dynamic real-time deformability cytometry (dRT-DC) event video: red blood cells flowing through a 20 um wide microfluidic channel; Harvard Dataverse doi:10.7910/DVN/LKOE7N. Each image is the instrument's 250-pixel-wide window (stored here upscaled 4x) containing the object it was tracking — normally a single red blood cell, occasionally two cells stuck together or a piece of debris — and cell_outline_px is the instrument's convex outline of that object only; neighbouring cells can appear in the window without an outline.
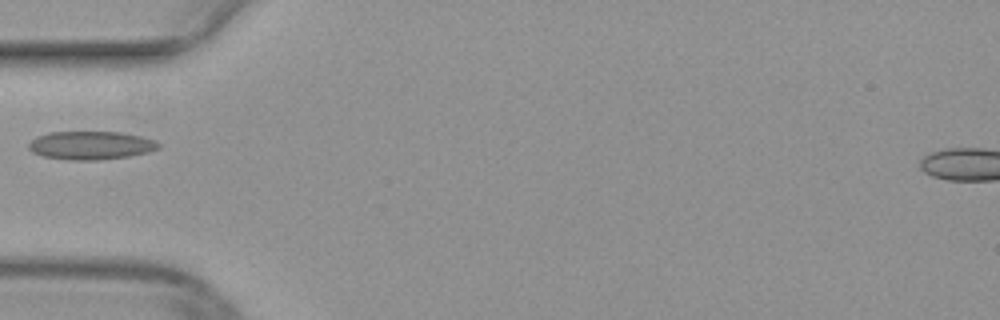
{"species": "common noctule bat (a hibernating species)", "species_latin": "Nyctalus noctula", "temperature_condition": "warm", "stored_images_in_passage": 35, "camera_frame_rate_fps": 3000, "um_per_image_px": 0.085, "animal": {"sex": "female", "body_mass_g": 29.2, "forearm_length_mm": 56.3}, "frame": {"image": 1, "passage_image": 1, "time_ms": 0.0, "image_size_px": [1000, 320], "cell_outline_px": [[160, 148], [148, 152], [128, 156], [100, 160], [68, 160], [44, 156], [32, 152], [28, 148], [28, 144], [36, 136], [48, 132], [120, 132], [140, 136], [156, 140], [160, 144]], "centroid_in_image_um": [7.72, 12.35], "position_along_channel_um": 77.3, "area_um2": 21.5}}
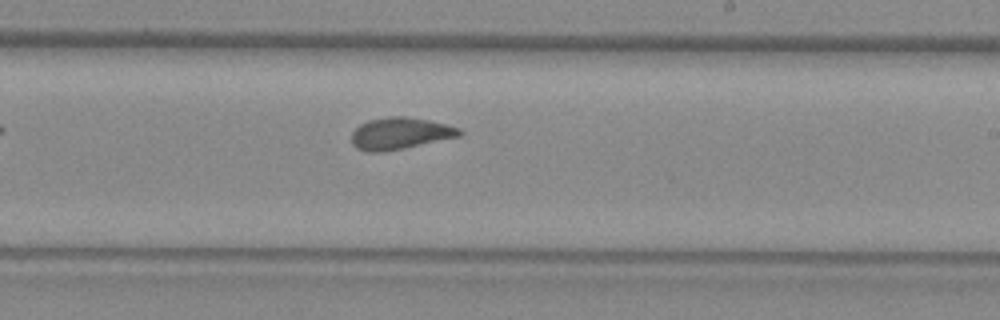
{"frame": {"image": 2, "passage_image": 14, "time_ms": 4.333, "image_size_px": [1000, 320], "cell_outline_px": [[464, 132], [460, 136], [404, 148], [384, 152], [368, 152], [356, 148], [352, 144], [352, 132], [360, 124], [368, 120], [388, 116], [404, 116], [428, 120], [460, 128]], "centroid_in_image_um": [33.99, 11.34], "position_along_channel_um": 255.0, "area_um2": 20.0}}
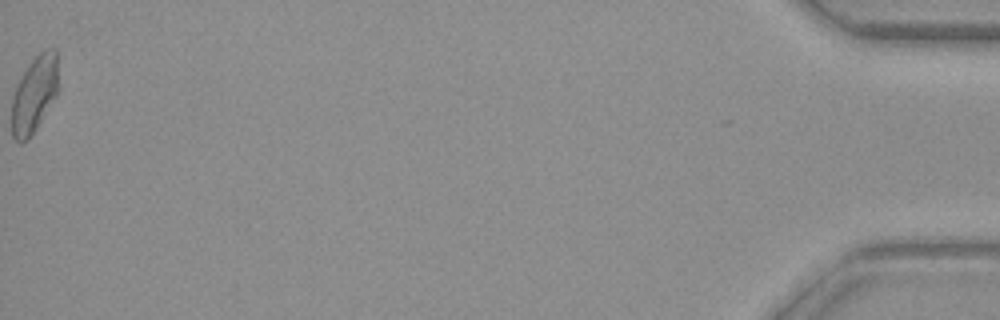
{"frame": {"image": 3, "passage_image": 35, "time_ms": 11.333, "image_size_px": [1000, 320], "cell_outline_px": [[56, 96], [36, 128], [28, 140], [20, 144], [12, 136], [12, 96], [28, 64], [44, 48], [56, 48]], "centroid_in_image_um": [2.89, 8.04], "position_along_channel_um": 432.3, "area_um2": 20.35}}